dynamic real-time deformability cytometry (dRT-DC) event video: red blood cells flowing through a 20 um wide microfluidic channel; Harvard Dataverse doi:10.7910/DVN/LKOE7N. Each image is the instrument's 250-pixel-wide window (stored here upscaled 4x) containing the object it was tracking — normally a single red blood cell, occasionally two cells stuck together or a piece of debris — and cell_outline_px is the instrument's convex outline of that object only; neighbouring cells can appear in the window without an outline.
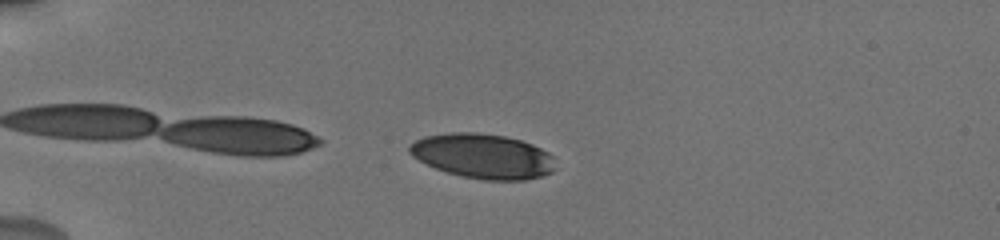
{"species": "human", "species_latin": "Homo sapiens", "temperature_condition": "cold", "stored_images_in_passage": 13, "camera_frame_rate_fps": 3000, "um_per_image_px": 0.085, "donor": {"sex": "male"}, "frame": {"image": 1, "passage_image": 2, "time_ms": 0.667, "image_size_px": [1000, 240], "cell_outline_px": [[556, 168], [552, 172], [540, 176], [524, 180], [484, 180], [464, 176], [448, 172], [436, 168], [412, 156], [408, 152], [408, 144], [424, 136], [452, 132], [476, 132], [504, 136], [520, 140], [532, 144], [548, 152], [552, 156]], "centroid_in_image_um": [41.04, 13.26], "position_along_channel_um": 44.0, "area_um2": 37.92}}
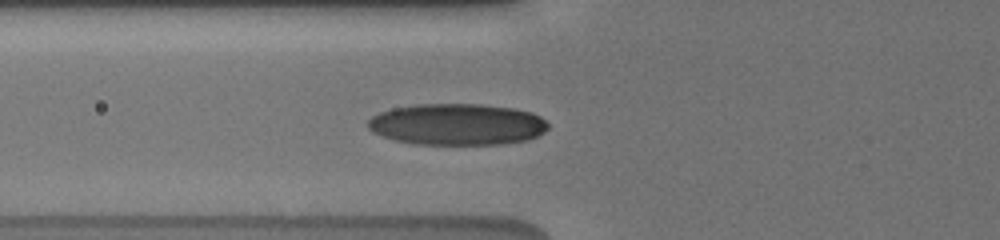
{"frame": {"image": 2, "passage_image": 9, "time_ms": 3.0, "image_size_px": [1000, 240], "cell_outline_px": [[548, 128], [544, 132], [536, 136], [524, 140], [496, 144], [412, 144], [396, 140], [372, 132], [368, 128], [368, 120], [372, 116], [380, 112], [392, 108], [416, 104], [480, 104], [512, 108], [532, 112], [540, 116], [548, 124]], "centroid_in_image_um": [38.83, 10.56], "position_along_channel_um": 87.0, "area_um2": 43.41}}
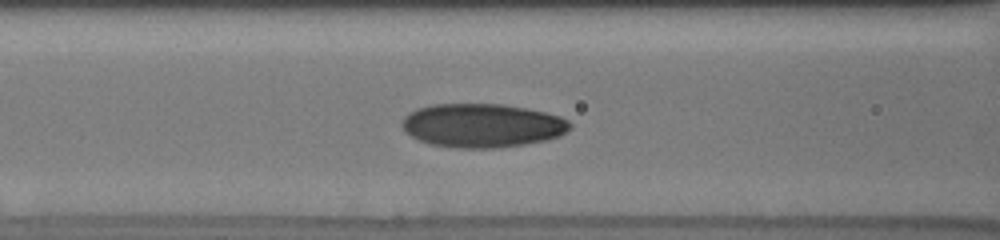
{"frame": {"image": 3, "passage_image": 12, "time_ms": 4.0, "image_size_px": [1000, 240], "cell_outline_px": [[572, 128], [560, 136], [548, 140], [524, 144], [496, 148], [456, 148], [428, 144], [404, 132], [400, 124], [404, 116], [408, 112], [416, 108], [432, 104], [504, 104], [544, 112], [560, 116], [568, 120], [572, 124]], "centroid_in_image_um": [40.97, 10.67], "position_along_channel_um": 125.6, "area_um2": 43.29}}